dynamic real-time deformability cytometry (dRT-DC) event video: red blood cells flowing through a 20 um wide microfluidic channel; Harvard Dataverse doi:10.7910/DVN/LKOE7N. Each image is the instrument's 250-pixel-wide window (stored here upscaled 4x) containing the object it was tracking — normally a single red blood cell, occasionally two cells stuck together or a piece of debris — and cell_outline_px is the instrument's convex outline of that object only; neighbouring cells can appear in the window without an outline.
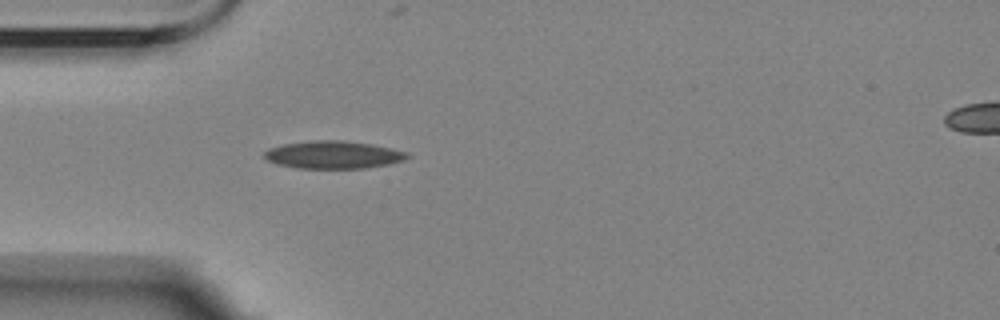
{"species": "Egyptian fruit bat (a non-hibernating species)", "species_latin": "Rousettus aegyptiacus", "temperature_condition": "room temperature", "stored_images_in_passage": 1, "camera_frame_rate_fps": 3000, "um_per_image_px": 0.085, "animal": {"sex": "female"}, "frame": {"image": 1, "passage_image": 1, "time_ms": 0.0, "image_size_px": [1000, 320], "cell_outline_px": [[408, 156], [404, 160], [388, 164], [364, 168], [296, 168], [276, 164], [268, 160], [264, 156], [264, 152], [268, 148], [284, 144], [316, 140], [340, 140], [372, 144], [392, 148], [408, 152]], "centroid_in_image_um": [28.32, 13.15], "position_along_channel_um": 56.7, "area_um2": 22.95}}